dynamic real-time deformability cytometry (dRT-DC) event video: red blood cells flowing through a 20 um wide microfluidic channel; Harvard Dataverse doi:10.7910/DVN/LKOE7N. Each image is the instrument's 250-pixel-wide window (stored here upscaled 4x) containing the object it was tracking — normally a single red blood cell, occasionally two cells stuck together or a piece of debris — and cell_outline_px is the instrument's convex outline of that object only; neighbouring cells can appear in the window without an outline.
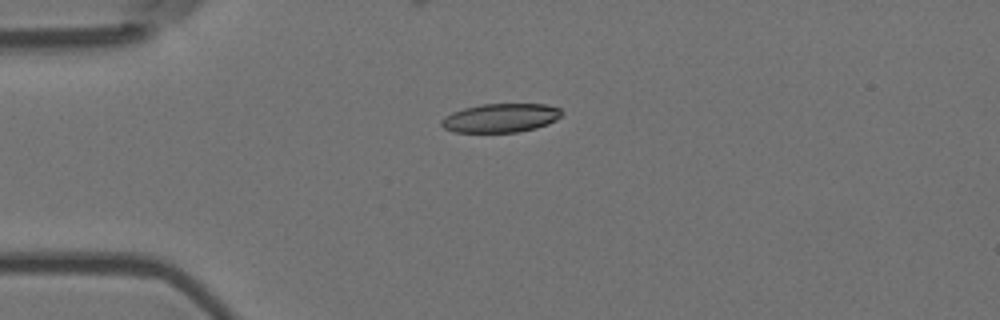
{"species": "Egyptian fruit bat (a non-hibernating species)", "species_latin": "Rousettus aegyptiacus", "temperature_condition": "room temperature", "stored_images_in_passage": 5, "camera_frame_rate_fps": 3000, "um_per_image_px": 0.085, "animal": {"sex": "female"}, "frame": {"image": 1, "passage_image": 4, "time_ms": 1.0, "image_size_px": [1000, 320], "cell_outline_px": [[564, 112], [556, 120], [548, 124], [536, 128], [516, 132], [452, 132], [444, 128], [440, 124], [440, 120], [444, 116], [452, 112], [464, 108], [480, 104], [544, 104], [560, 108]], "centroid_in_image_um": [42.54, 10.02], "position_along_channel_um": 42.5, "area_um2": 20.35}}